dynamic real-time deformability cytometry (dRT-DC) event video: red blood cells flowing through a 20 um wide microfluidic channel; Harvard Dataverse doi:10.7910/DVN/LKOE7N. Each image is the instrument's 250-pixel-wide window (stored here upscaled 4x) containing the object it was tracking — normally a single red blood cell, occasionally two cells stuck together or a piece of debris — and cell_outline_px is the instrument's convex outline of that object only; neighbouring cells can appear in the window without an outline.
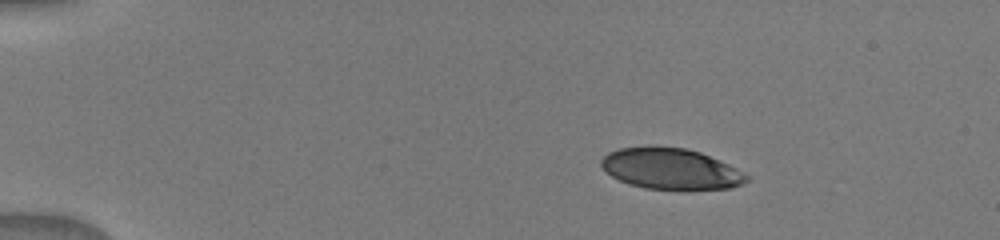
{"species": "human", "species_latin": "Homo sapiens", "temperature_condition": "warm", "stored_images_in_passage": 25, "camera_frame_rate_fps": 3000, "um_per_image_px": 0.085, "donor": {"sex": "male"}, "frame": {"image": 1, "passage_image": 5, "time_ms": 2.333, "image_size_px": [1000, 240], "cell_outline_px": [[748, 180], [732, 188], [644, 188], [628, 184], [612, 176], [600, 164], [600, 160], [608, 152], [620, 148], [652, 144], [684, 148], [700, 152], [728, 164], [744, 172], [748, 176]], "centroid_in_image_um": [56.97, 14.3], "position_along_channel_um": 28.0, "area_um2": 34.56}}
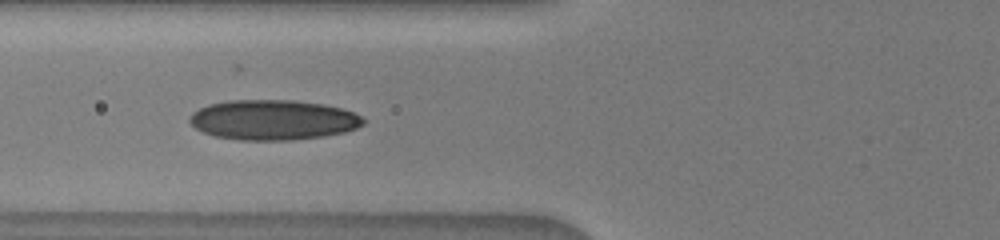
{"frame": {"image": 2, "passage_image": 11, "time_ms": 6.333, "image_size_px": [1000, 240], "cell_outline_px": [[364, 124], [356, 128], [344, 132], [324, 136], [292, 140], [240, 140], [216, 136], [204, 132], [196, 128], [188, 120], [188, 116], [192, 112], [208, 104], [228, 100], [292, 100], [320, 104], [340, 108], [352, 112], [360, 116], [364, 120]], "centroid_in_image_um": [23.18, 10.19], "position_along_channel_um": 102.6, "area_um2": 40.4}}
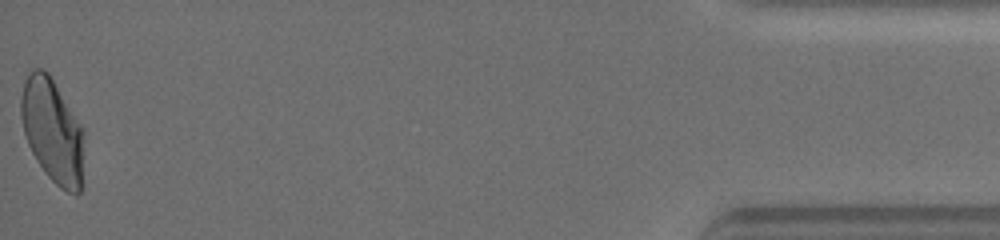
{"frame": {"image": 3, "passage_image": 25, "time_ms": 16.333, "image_size_px": [1000, 240], "cell_outline_px": [[84, 132], [80, 192], [76, 196], [60, 188], [48, 176], [36, 160], [28, 144], [24, 132], [20, 116], [20, 100], [24, 80], [28, 72], [32, 68], [44, 68], [48, 72], [84, 128]], "centroid_in_image_um": [4.44, 11.07], "position_along_channel_um": 430.8, "area_um2": 38.44}}